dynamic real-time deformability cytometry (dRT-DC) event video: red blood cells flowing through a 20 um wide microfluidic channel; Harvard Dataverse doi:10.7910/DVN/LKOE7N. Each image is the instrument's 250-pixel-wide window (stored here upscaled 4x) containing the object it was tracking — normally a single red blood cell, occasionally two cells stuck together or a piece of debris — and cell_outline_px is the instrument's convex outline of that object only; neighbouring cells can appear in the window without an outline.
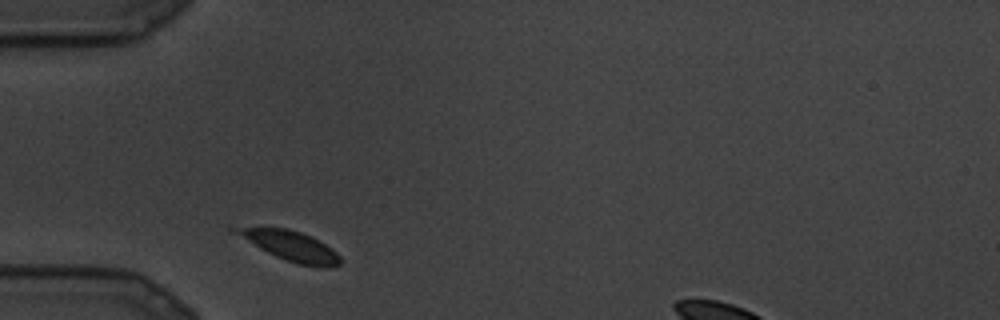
{"species": "common noctule bat (a hibernating species)", "species_latin": "Nyctalus noctula", "temperature_condition": "cold", "stored_images_in_passage": 16, "camera_frame_rate_fps": 3000, "um_per_image_px": 0.085, "animal": {"sex": "male", "body_mass_g": 19.5, "forearm_length_mm": 54.6}, "frame": {"image": 1, "passage_image": 1, "time_ms": 0.0, "image_size_px": [1000, 320], "cell_outline_px": [[340, 264], [320, 268], [296, 264], [276, 256], [260, 248], [232, 232], [228, 228], [288, 228], [312, 236], [336, 252], [340, 256]], "centroid_in_image_um": [24.72, 20.91], "position_along_channel_um": 60.3, "area_um2": 17.74}}
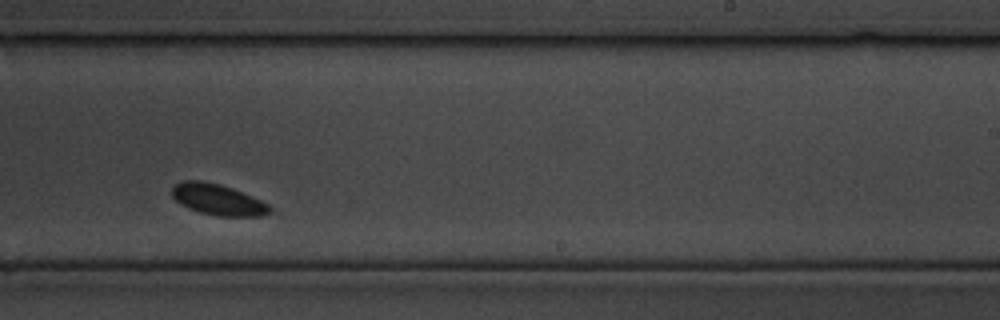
{"frame": {"image": 2, "passage_image": 10, "time_ms": 3.0, "image_size_px": [1000, 320], "cell_outline_px": [[276, 212], [264, 216], [220, 216], [200, 212], [188, 208], [180, 204], [172, 196], [172, 184], [184, 180], [200, 180], [220, 184], [232, 188], [252, 196], [268, 204]], "centroid_in_image_um": [18.54, 16.96], "position_along_channel_um": 270.5, "area_um2": 17.92}}
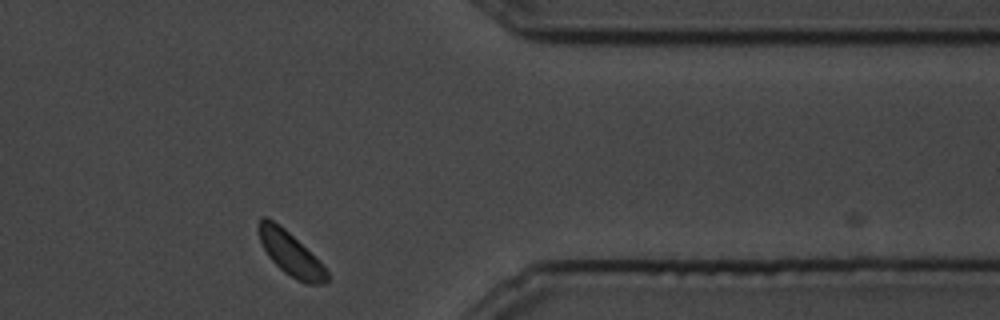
{"frame": {"image": 3, "passage_image": 16, "time_ms": 5.0, "image_size_px": [1000, 320], "cell_outline_px": [[328, 280], [324, 284], [308, 284], [296, 280], [284, 272], [268, 256], [260, 240], [260, 216], [268, 216], [280, 224], [328, 272]], "centroid_in_image_um": [24.66, 21.57], "position_along_channel_um": 386.7, "area_um2": 16.65}}